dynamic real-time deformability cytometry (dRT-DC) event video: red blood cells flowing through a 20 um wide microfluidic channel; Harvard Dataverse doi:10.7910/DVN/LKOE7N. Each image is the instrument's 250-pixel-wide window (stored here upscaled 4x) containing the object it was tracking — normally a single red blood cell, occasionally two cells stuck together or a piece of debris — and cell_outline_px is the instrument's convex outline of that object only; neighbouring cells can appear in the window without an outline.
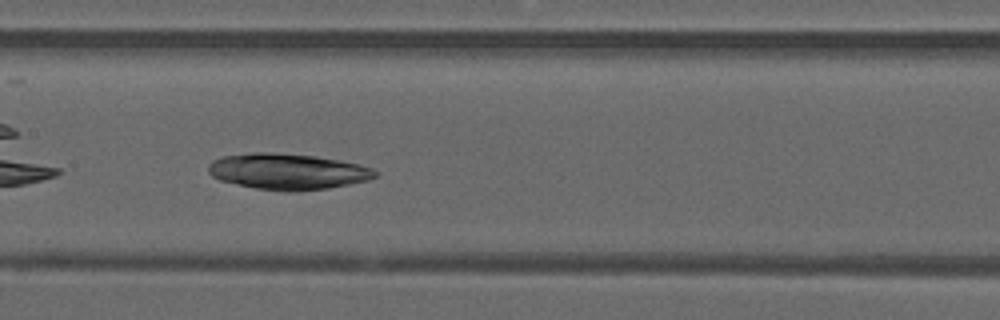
{"species": "common noctule bat (a hibernating species)", "species_latin": "Nyctalus noctula", "temperature_condition": "warm", "stored_images_in_passage": 34, "camera_frame_rate_fps": 3000, "um_per_image_px": 0.085, "animal": {"sex": "male", "forearm_length_mm": 52.5}, "frame": {"image": 1, "passage_image": 10, "time_ms": 3.0, "image_size_px": [1000, 320], "cell_outline_px": [[380, 172], [376, 176], [368, 180], [328, 188], [296, 192], [288, 192], [256, 188], [220, 180], [212, 176], [208, 172], [208, 164], [212, 160], [224, 156], [252, 152], [264, 152], [316, 156], [340, 160], [372, 168]], "centroid_in_image_um": [24.45, 14.58], "position_along_channel_um": 183.0, "area_um2": 34.91}}